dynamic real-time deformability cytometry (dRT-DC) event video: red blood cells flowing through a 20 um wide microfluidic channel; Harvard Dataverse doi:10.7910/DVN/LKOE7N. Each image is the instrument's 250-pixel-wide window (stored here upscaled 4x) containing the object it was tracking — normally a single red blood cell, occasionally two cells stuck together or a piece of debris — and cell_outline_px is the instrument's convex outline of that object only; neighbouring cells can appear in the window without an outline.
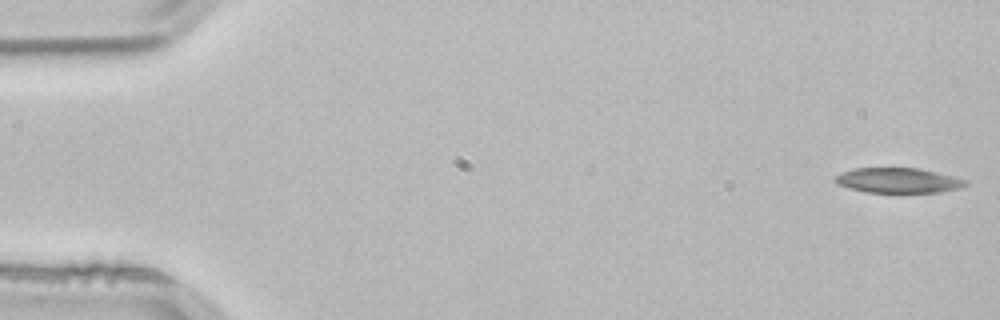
{"species": "common noctule bat (a hibernating species)", "species_latin": "Nyctalus noctula", "temperature_condition": "room temperature", "stored_images_in_passage": 47, "camera_frame_rate_fps": 3000, "um_per_image_px": 0.085, "animal": {"sex": "male", "body_mass_g": 21.5, "forearm_length_mm": 52.0}, "frame": {"image": 1, "passage_image": 1, "time_ms": 0.0, "image_size_px": [1000, 320], "cell_outline_px": [[968, 184], [964, 188], [940, 192], [864, 192], [848, 188], [836, 184], [832, 180], [840, 172], [856, 168], [920, 168], [968, 180]], "centroid_in_image_um": [76.34, 15.34], "position_along_channel_um": 8.7, "area_um2": 19.25}}
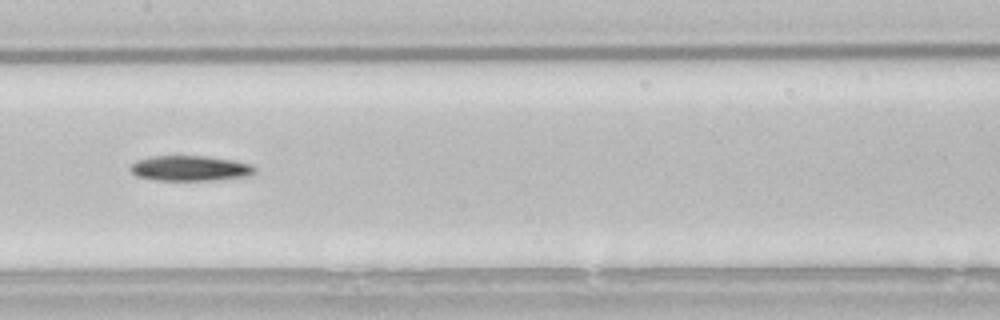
{"frame": {"image": 2, "passage_image": 26, "time_ms": 8.333, "image_size_px": [1000, 320], "cell_outline_px": [[256, 172], [252, 176], [212, 180], [156, 180], [136, 176], [128, 168], [136, 160], [152, 156], [208, 156], [232, 160], [252, 164], [256, 168]], "centroid_in_image_um": [16.19, 14.3], "position_along_channel_um": 191.2, "area_um2": 18.5}}
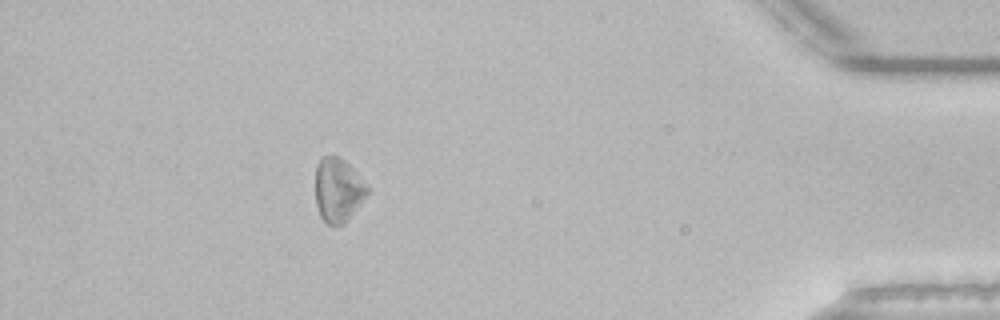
{"frame": {"image": 3, "passage_image": 47, "time_ms": 15.333, "image_size_px": [1000, 320], "cell_outline_px": [[368, 192], [344, 224], [328, 224], [320, 216], [316, 204], [316, 164], [324, 156], [340, 156], [352, 168], [368, 188]], "centroid_in_image_um": [28.7, 16.14], "position_along_channel_um": 406.5, "area_um2": 18.84}, "authors_computed_cell_mechanics": {"area_um2": 18.9584, "velocity_mm_per_s": 3.8346, "shape_relaxation_time_tau1_ms": 3.2262, "shape_relaxation_time_tau2_ms": null, "deformation_change_tau1": 0.0813, "deformation_change_tau2": null}}